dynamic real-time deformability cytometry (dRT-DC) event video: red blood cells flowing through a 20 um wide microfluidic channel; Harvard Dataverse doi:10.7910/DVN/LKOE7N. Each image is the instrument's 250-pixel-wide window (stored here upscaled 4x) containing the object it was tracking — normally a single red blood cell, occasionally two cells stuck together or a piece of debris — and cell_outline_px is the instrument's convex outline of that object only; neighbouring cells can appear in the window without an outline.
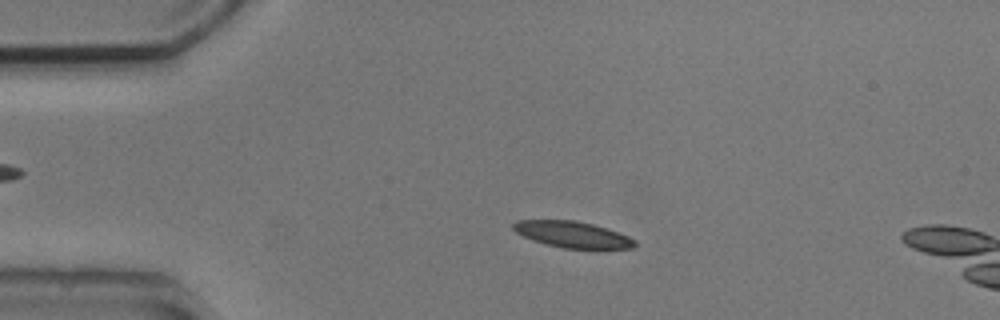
{"species": "common noctule bat (a hibernating species)", "species_latin": "Nyctalus noctula", "temperature_condition": "cold", "stored_images_in_passage": 15, "camera_frame_rate_fps": 3000, "um_per_image_px": 0.085, "animal": {"sex": "male", "body_mass_g": 20.5, "forearm_length_mm": 52.5}, "frame": {"image": 1, "passage_image": 11, "time_ms": 3.333, "image_size_px": [1000, 320], "cell_outline_px": [[636, 244], [632, 248], [564, 248], [532, 240], [516, 232], [512, 228], [512, 224], [516, 220], [576, 220], [592, 224], [628, 236], [636, 240]], "centroid_in_image_um": [48.62, 19.92], "position_along_channel_um": 36.4, "area_um2": 18.26}}